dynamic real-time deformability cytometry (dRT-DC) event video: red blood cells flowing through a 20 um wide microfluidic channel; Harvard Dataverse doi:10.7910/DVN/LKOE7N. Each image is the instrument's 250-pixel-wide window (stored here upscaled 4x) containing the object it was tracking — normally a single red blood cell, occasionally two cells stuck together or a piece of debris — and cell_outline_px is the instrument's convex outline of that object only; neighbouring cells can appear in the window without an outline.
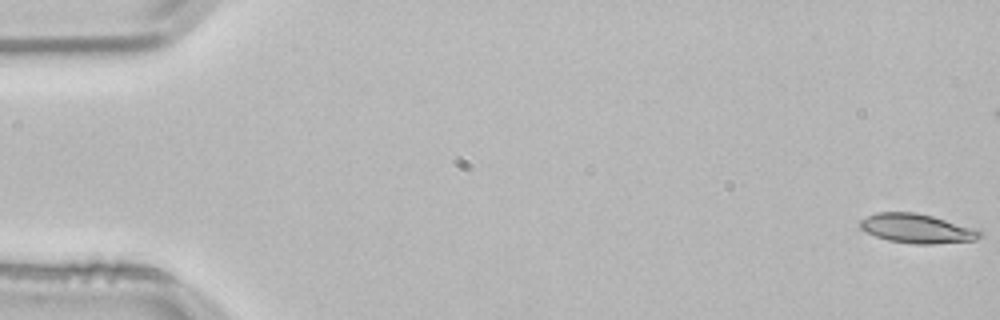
{"species": "common noctule bat (a hibernating species)", "species_latin": "Nyctalus noctula", "temperature_condition": "room temperature", "stored_images_in_passage": 54, "camera_frame_rate_fps": 3000, "um_per_image_px": 0.085, "animal": {"sex": "male", "body_mass_g": 21.5, "forearm_length_mm": 52.0}, "frame": {"image": 1, "passage_image": 1, "time_ms": 0.0, "image_size_px": [1000, 320], "cell_outline_px": [[984, 236], [976, 240], [932, 244], [916, 244], [888, 240], [876, 236], [860, 228], [860, 220], [876, 212], [916, 212], [980, 228], [984, 232]], "centroid_in_image_um": [78.05, 19.42], "position_along_channel_um": 7.0, "area_um2": 20.69}}
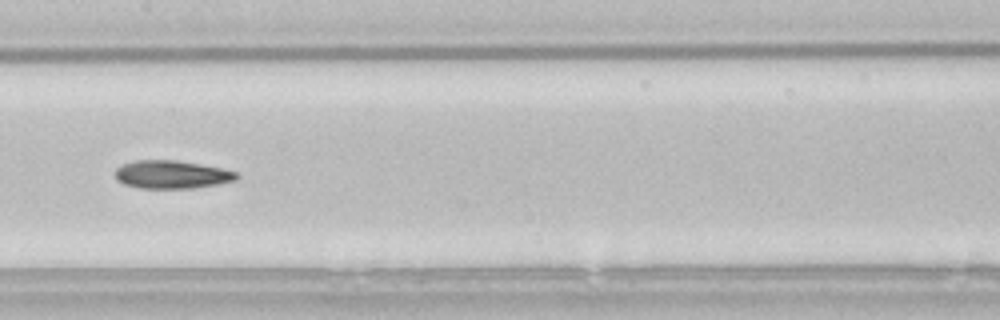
{"frame": {"image": 2, "passage_image": 27, "time_ms": 8.667, "image_size_px": [1000, 320], "cell_outline_px": [[240, 176], [236, 180], [220, 184], [192, 188], [140, 188], [124, 184], [116, 180], [116, 168], [124, 164], [136, 160], [176, 160], [200, 164], [220, 168], [236, 172]], "centroid_in_image_um": [14.61, 14.84], "position_along_channel_um": 192.8, "area_um2": 19.83}}
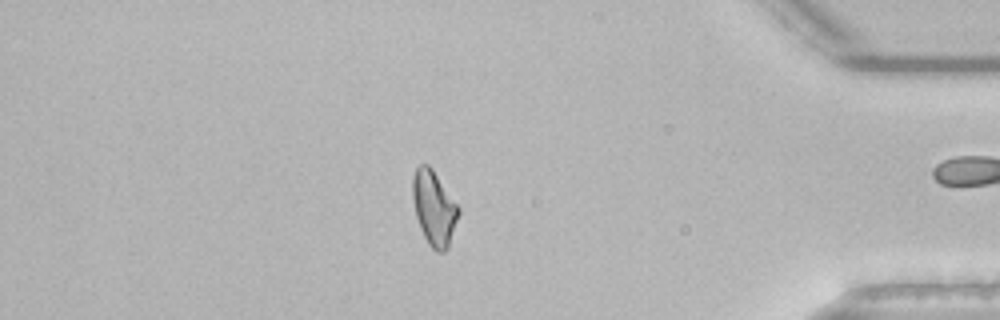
{"frame": {"image": 3, "passage_image": 46, "time_ms": 15.0, "image_size_px": [1000, 320], "cell_outline_px": [[460, 212], [448, 248], [444, 252], [436, 252], [428, 244], [420, 228], [416, 216], [412, 200], [412, 176], [416, 168], [420, 164], [428, 164], [432, 168], [460, 208]], "centroid_in_image_um": [36.88, 17.68], "position_along_channel_um": 398.3, "area_um2": 20.06}, "authors_computed_cell_mechanics": {"area_um2": 19.7387, "velocity_mm_per_s": 3.8419, "shape_relaxation_time_tau1_ms": null, "shape_relaxation_time_tau2_ms": 2.1107, "deformation_change_tau1": null, "deformation_change_tau2": 0.1012}}